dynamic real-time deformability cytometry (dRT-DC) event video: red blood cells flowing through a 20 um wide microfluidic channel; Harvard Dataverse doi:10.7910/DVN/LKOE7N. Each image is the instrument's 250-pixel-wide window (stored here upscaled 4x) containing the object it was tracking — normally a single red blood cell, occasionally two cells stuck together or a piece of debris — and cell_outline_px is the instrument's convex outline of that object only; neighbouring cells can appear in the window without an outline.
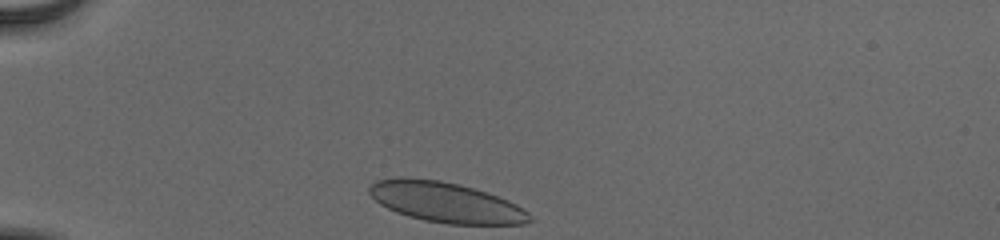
{"species": "human", "species_latin": "Homo sapiens", "temperature_condition": "cold", "stored_images_in_passage": 32, "camera_frame_rate_fps": 3000, "um_per_image_px": 0.085, "donor": {"sex": "male"}, "frame": {"image": 1, "passage_image": 1, "time_ms": 0.0, "image_size_px": [1000, 240], "cell_outline_px": [[532, 220], [524, 224], [448, 224], [424, 220], [408, 216], [396, 212], [380, 204], [368, 192], [368, 188], [376, 180], [440, 180], [460, 184], [508, 200], [516, 204], [528, 212]], "centroid_in_image_um": [37.94, 17.23], "position_along_channel_um": 47.1, "area_um2": 36.59}}
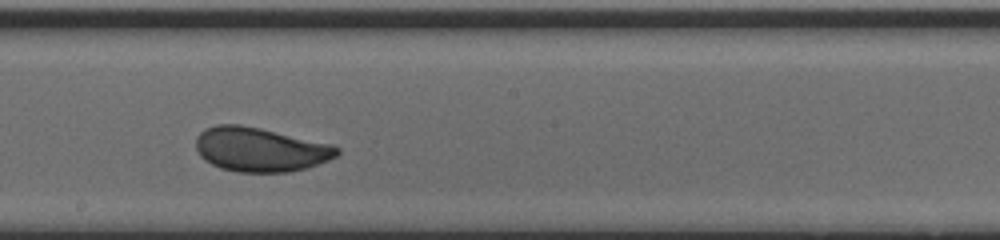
{"frame": {"image": 2, "passage_image": 18, "time_ms": 5.667, "image_size_px": [1000, 240], "cell_outline_px": [[340, 152], [336, 156], [328, 160], [308, 168], [288, 172], [236, 172], [220, 168], [204, 160], [200, 156], [196, 148], [196, 136], [204, 128], [216, 124], [240, 124], [260, 128], [332, 144], [340, 148]], "centroid_in_image_um": [22.1, 12.7], "position_along_channel_um": 226.1, "area_um2": 36.59}}
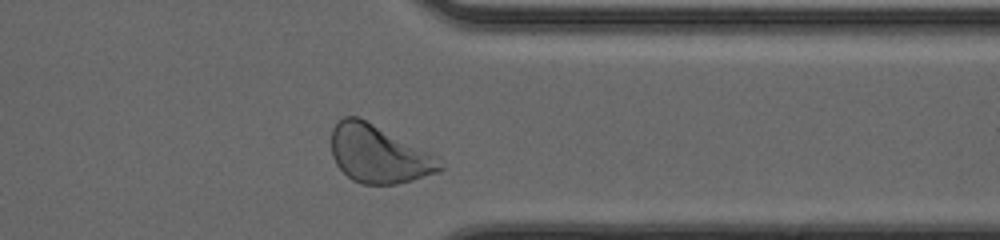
{"frame": {"image": 3, "passage_image": 30, "time_ms": 9.667, "image_size_px": [1000, 240], "cell_outline_px": [[444, 168], [440, 172], [412, 180], [396, 184], [360, 184], [352, 180], [336, 164], [332, 156], [332, 128], [344, 116], [360, 116], [440, 156], [444, 164]], "centroid_in_image_um": [32.25, 13.08], "position_along_channel_um": 379.2, "area_um2": 37.22}, "authors_computed_cell_mechanics": {"area_um2": 36.1539, "velocity_mm_per_s": 3.8426, "shape_relaxation_time_tau1_ms": 2.6358, "shape_relaxation_time_tau2_ms": null, "deformation_change_tau1": 0.115, "deformation_change_tau2": null}}